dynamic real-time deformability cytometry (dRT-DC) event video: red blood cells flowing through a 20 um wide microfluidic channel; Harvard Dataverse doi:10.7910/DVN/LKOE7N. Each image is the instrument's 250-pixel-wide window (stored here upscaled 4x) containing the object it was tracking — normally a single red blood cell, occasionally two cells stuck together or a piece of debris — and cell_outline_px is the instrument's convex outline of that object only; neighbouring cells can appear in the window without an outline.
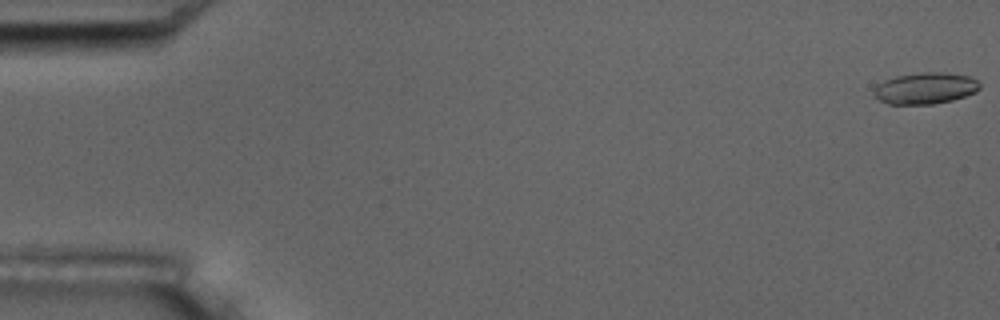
{"species": "common noctule bat (a hibernating species)", "species_latin": "Nyctalus noctula", "temperature_condition": "room temperature", "stored_images_in_passage": 7, "camera_frame_rate_fps": 3000, "um_per_image_px": 0.085, "animal": {"sex": "male", "body_mass_g": 17.5, "forearm_length_mm": 52.3}, "frame": {"image": 1, "passage_image": 1, "time_ms": 0.0, "image_size_px": [1000, 320], "cell_outline_px": [[980, 88], [976, 92], [952, 100], [932, 104], [888, 104], [872, 96], [872, 92], [884, 80], [896, 76], [920, 72], [944, 72], [968, 76], [976, 80], [980, 84]], "centroid_in_image_um": [78.64, 7.5], "position_along_channel_um": 6.4, "area_um2": 19.36}}
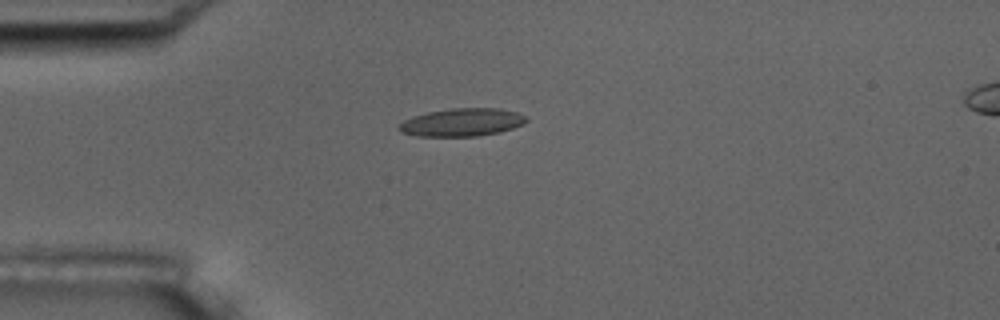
{"frame": {"image": 2, "passage_image": 5, "time_ms": 4.667, "image_size_px": [1000, 320], "cell_outline_px": [[528, 120], [524, 124], [500, 132], [476, 136], [416, 136], [400, 132], [396, 128], [404, 120], [412, 116], [428, 112], [452, 108], [500, 108], [516, 112], [528, 116]], "centroid_in_image_um": [39.27, 10.39], "position_along_channel_um": 45.7, "area_um2": 20.87}}